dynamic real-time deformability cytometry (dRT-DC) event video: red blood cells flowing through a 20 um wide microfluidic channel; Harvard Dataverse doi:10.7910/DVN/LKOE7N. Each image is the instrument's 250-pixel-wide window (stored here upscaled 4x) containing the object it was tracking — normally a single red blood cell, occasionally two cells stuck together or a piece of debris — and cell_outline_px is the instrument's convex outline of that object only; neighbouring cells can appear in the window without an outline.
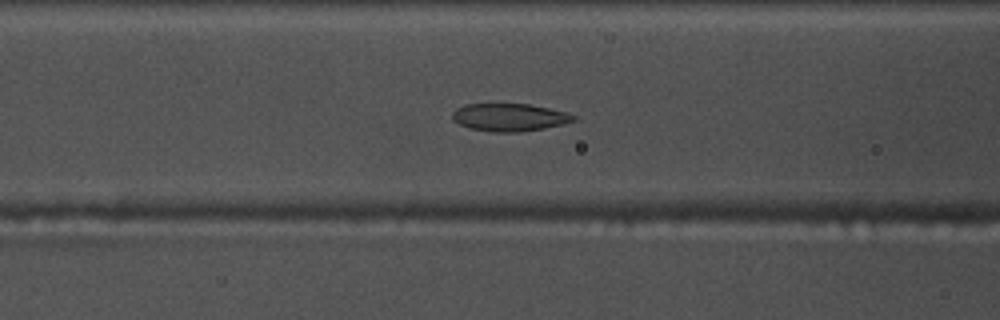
{"species": "common noctule bat (a hibernating species)", "species_latin": "Nyctalus noctula", "temperature_condition": "warm", "stored_images_in_passage": 56, "camera_frame_rate_fps": 3000, "um_per_image_px": 0.085, "animal": {"sex": "male", "body_mass_g": 17.5, "forearm_length_mm": 52.3}, "frame": {"image": 1, "passage_image": 22, "time_ms": 7.0, "image_size_px": [1000, 320], "cell_outline_px": [[576, 120], [564, 124], [544, 128], [520, 132], [496, 132], [472, 128], [460, 124], [452, 120], [452, 112], [456, 108], [464, 104], [528, 104], [568, 112], [576, 116]], "centroid_in_image_um": [43.32, 9.96], "position_along_channel_um": 123.3, "area_um2": 19.54}}
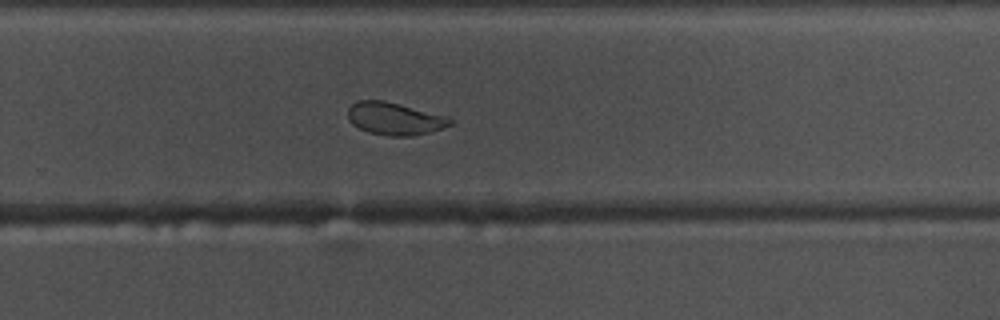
{"frame": {"image": 2, "passage_image": 36, "time_ms": 11.667, "image_size_px": [1000, 320], "cell_outline_px": [[456, 120], [452, 124], [444, 128], [412, 136], [388, 136], [368, 132], [352, 124], [348, 120], [348, 108], [356, 100], [384, 100], [444, 116]], "centroid_in_image_um": [33.52, 10.09], "position_along_channel_um": 296.3, "area_um2": 19.31}}
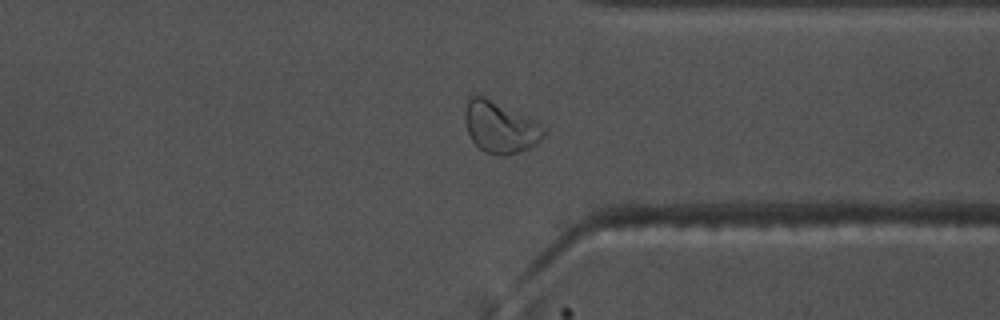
{"frame": {"image": 3, "passage_image": 42, "time_ms": 13.667, "image_size_px": [1000, 320], "cell_outline_px": [[548, 132], [536, 144], [528, 148], [504, 156], [500, 156], [484, 152], [472, 140], [468, 132], [464, 120], [464, 108], [468, 96], [484, 96], [548, 128]], "centroid_in_image_um": [42.49, 10.82], "position_along_channel_um": 368.9, "area_um2": 23.47}, "authors_computed_cell_mechanics": {"area_um2": 21.8484, "velocity_mm_per_s": 3.7164, "shape_relaxation_time_tau1_ms": 7.1531, "shape_relaxation_time_tau2_ms": 1.9202, "deformation_change_tau1": 0.1545, "deformation_change_tau2": 0.0715}}